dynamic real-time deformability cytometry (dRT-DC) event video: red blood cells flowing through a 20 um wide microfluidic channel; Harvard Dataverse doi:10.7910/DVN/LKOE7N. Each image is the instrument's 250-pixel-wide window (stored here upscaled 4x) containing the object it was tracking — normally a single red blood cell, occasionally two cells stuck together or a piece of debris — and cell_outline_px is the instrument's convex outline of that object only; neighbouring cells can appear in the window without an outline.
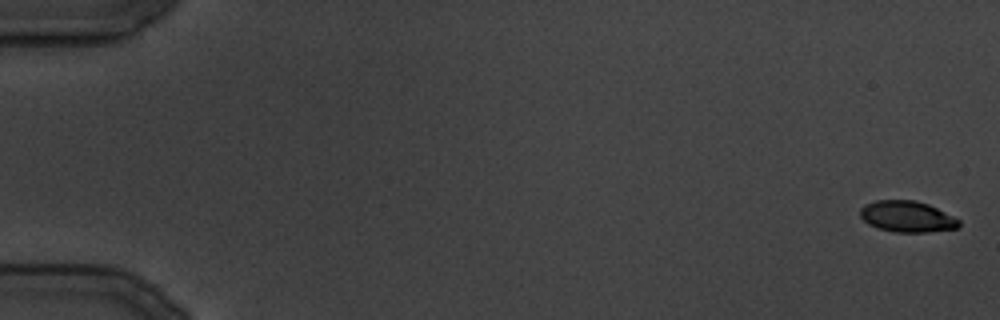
{"species": "common noctule bat (a hibernating species)", "species_latin": "Nyctalus noctula", "temperature_condition": "cold", "stored_images_in_passage": 35, "camera_frame_rate_fps": 3000, "um_per_image_px": 0.085, "animal": {"sex": "male", "body_mass_g": 19.5, "forearm_length_mm": 54.6}, "frame": {"image": 1, "passage_image": 1, "time_ms": 0.0, "image_size_px": [1000, 320], "cell_outline_px": [[960, 224], [956, 228], [924, 232], [896, 232], [880, 228], [868, 224], [860, 216], [860, 208], [864, 204], [876, 200], [916, 200], [928, 204], [960, 220]], "centroid_in_image_um": [77.07, 18.39], "position_along_channel_um": 7.9, "area_um2": 17.74}}
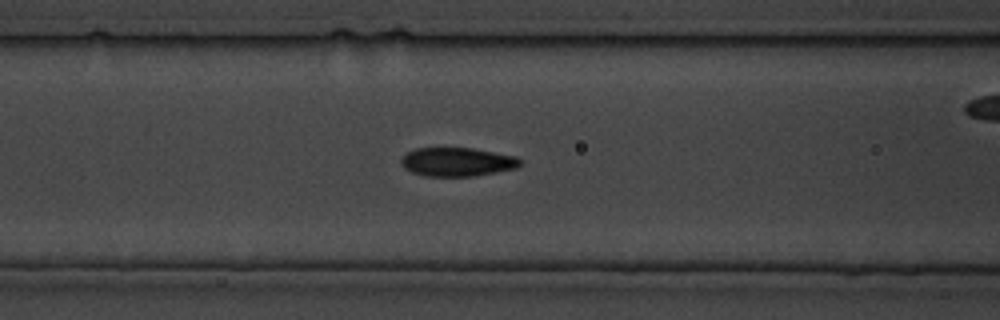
{"frame": {"image": 2, "passage_image": 15, "time_ms": 17.333, "image_size_px": [1000, 320], "cell_outline_px": [[520, 164], [516, 168], [496, 172], [472, 176], [428, 176], [412, 172], [404, 168], [400, 164], [400, 160], [408, 152], [416, 148], [472, 148], [516, 156], [520, 160]], "centroid_in_image_um": [38.84, 13.76], "position_along_channel_um": 127.8, "area_um2": 19.77}}
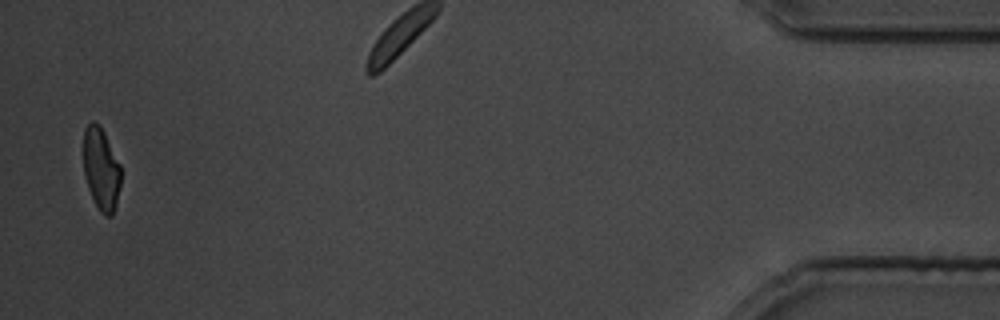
{"frame": {"image": 3, "passage_image": 34, "time_ms": 41.0, "image_size_px": [1000, 320], "cell_outline_px": [[120, 184], [116, 204], [112, 216], [104, 216], [100, 212], [88, 188], [84, 172], [84, 128], [92, 120], [100, 124], [120, 164]], "centroid_in_image_um": [8.59, 14.34], "position_along_channel_um": 426.6, "area_um2": 17.86}}